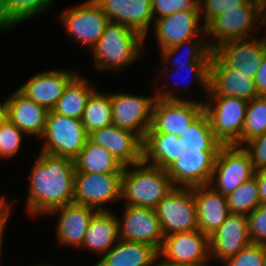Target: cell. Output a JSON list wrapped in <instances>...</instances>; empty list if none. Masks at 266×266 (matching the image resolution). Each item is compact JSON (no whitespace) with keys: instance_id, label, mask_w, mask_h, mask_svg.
Wrapping results in <instances>:
<instances>
[{"instance_id":"obj_10","label":"cell","mask_w":266,"mask_h":266,"mask_svg":"<svg viewBox=\"0 0 266 266\" xmlns=\"http://www.w3.org/2000/svg\"><path fill=\"white\" fill-rule=\"evenodd\" d=\"M255 171L243 147L223 145L218 151L209 185L213 184V189L228 196L240 184L254 177Z\"/></svg>"},{"instance_id":"obj_6","label":"cell","mask_w":266,"mask_h":266,"mask_svg":"<svg viewBox=\"0 0 266 266\" xmlns=\"http://www.w3.org/2000/svg\"><path fill=\"white\" fill-rule=\"evenodd\" d=\"M260 16L262 17L260 20ZM253 24L266 25V16L263 9L252 0H248L244 5L225 11L215 17L206 27V39L209 47L214 51L222 43L249 38V32L256 30ZM209 35V36H208ZM217 40V42H216Z\"/></svg>"},{"instance_id":"obj_35","label":"cell","mask_w":266,"mask_h":266,"mask_svg":"<svg viewBox=\"0 0 266 266\" xmlns=\"http://www.w3.org/2000/svg\"><path fill=\"white\" fill-rule=\"evenodd\" d=\"M25 134L0 113V157H12L21 146Z\"/></svg>"},{"instance_id":"obj_18","label":"cell","mask_w":266,"mask_h":266,"mask_svg":"<svg viewBox=\"0 0 266 266\" xmlns=\"http://www.w3.org/2000/svg\"><path fill=\"white\" fill-rule=\"evenodd\" d=\"M199 10H183L175 14L155 19L154 31L159 49H167L195 38L200 33L206 36L205 27H199Z\"/></svg>"},{"instance_id":"obj_42","label":"cell","mask_w":266,"mask_h":266,"mask_svg":"<svg viewBox=\"0 0 266 266\" xmlns=\"http://www.w3.org/2000/svg\"><path fill=\"white\" fill-rule=\"evenodd\" d=\"M255 86L259 96H266V52L264 53L260 67L256 72Z\"/></svg>"},{"instance_id":"obj_21","label":"cell","mask_w":266,"mask_h":266,"mask_svg":"<svg viewBox=\"0 0 266 266\" xmlns=\"http://www.w3.org/2000/svg\"><path fill=\"white\" fill-rule=\"evenodd\" d=\"M213 52L227 66L243 74H251V79H254L266 52V38L259 40L251 37V39L228 41L222 43Z\"/></svg>"},{"instance_id":"obj_1","label":"cell","mask_w":266,"mask_h":266,"mask_svg":"<svg viewBox=\"0 0 266 266\" xmlns=\"http://www.w3.org/2000/svg\"><path fill=\"white\" fill-rule=\"evenodd\" d=\"M222 146L208 114L203 111L181 137L172 133H146L143 161L165 169L174 187L208 185Z\"/></svg>"},{"instance_id":"obj_32","label":"cell","mask_w":266,"mask_h":266,"mask_svg":"<svg viewBox=\"0 0 266 266\" xmlns=\"http://www.w3.org/2000/svg\"><path fill=\"white\" fill-rule=\"evenodd\" d=\"M266 133V97L248 101L245 121L240 138L233 144L242 147L253 138Z\"/></svg>"},{"instance_id":"obj_26","label":"cell","mask_w":266,"mask_h":266,"mask_svg":"<svg viewBox=\"0 0 266 266\" xmlns=\"http://www.w3.org/2000/svg\"><path fill=\"white\" fill-rule=\"evenodd\" d=\"M158 258L154 246L120 239L94 266H157Z\"/></svg>"},{"instance_id":"obj_45","label":"cell","mask_w":266,"mask_h":266,"mask_svg":"<svg viewBox=\"0 0 266 266\" xmlns=\"http://www.w3.org/2000/svg\"><path fill=\"white\" fill-rule=\"evenodd\" d=\"M6 29V0H0V30Z\"/></svg>"},{"instance_id":"obj_9","label":"cell","mask_w":266,"mask_h":266,"mask_svg":"<svg viewBox=\"0 0 266 266\" xmlns=\"http://www.w3.org/2000/svg\"><path fill=\"white\" fill-rule=\"evenodd\" d=\"M208 97L204 111L209 116L215 137L223 145H233L241 136L248 101L234 96Z\"/></svg>"},{"instance_id":"obj_43","label":"cell","mask_w":266,"mask_h":266,"mask_svg":"<svg viewBox=\"0 0 266 266\" xmlns=\"http://www.w3.org/2000/svg\"><path fill=\"white\" fill-rule=\"evenodd\" d=\"M11 204L9 202H6V199L4 196L0 197V259H1V250H2V239L4 236V227L6 226V222L9 219L10 216V208Z\"/></svg>"},{"instance_id":"obj_15","label":"cell","mask_w":266,"mask_h":266,"mask_svg":"<svg viewBox=\"0 0 266 266\" xmlns=\"http://www.w3.org/2000/svg\"><path fill=\"white\" fill-rule=\"evenodd\" d=\"M206 96H234L251 101L259 97L251 74L227 66L214 52L211 54Z\"/></svg>"},{"instance_id":"obj_7","label":"cell","mask_w":266,"mask_h":266,"mask_svg":"<svg viewBox=\"0 0 266 266\" xmlns=\"http://www.w3.org/2000/svg\"><path fill=\"white\" fill-rule=\"evenodd\" d=\"M41 138L45 143L41 151L74 159L83 149L89 135L80 119L69 118L51 110Z\"/></svg>"},{"instance_id":"obj_13","label":"cell","mask_w":266,"mask_h":266,"mask_svg":"<svg viewBox=\"0 0 266 266\" xmlns=\"http://www.w3.org/2000/svg\"><path fill=\"white\" fill-rule=\"evenodd\" d=\"M59 19L74 41L88 45L91 50L109 22L107 15L94 0H88L69 11L65 10Z\"/></svg>"},{"instance_id":"obj_20","label":"cell","mask_w":266,"mask_h":266,"mask_svg":"<svg viewBox=\"0 0 266 266\" xmlns=\"http://www.w3.org/2000/svg\"><path fill=\"white\" fill-rule=\"evenodd\" d=\"M110 22L123 24L144 39L153 20L152 0H94Z\"/></svg>"},{"instance_id":"obj_47","label":"cell","mask_w":266,"mask_h":266,"mask_svg":"<svg viewBox=\"0 0 266 266\" xmlns=\"http://www.w3.org/2000/svg\"><path fill=\"white\" fill-rule=\"evenodd\" d=\"M264 266H266V245H265V259H264Z\"/></svg>"},{"instance_id":"obj_11","label":"cell","mask_w":266,"mask_h":266,"mask_svg":"<svg viewBox=\"0 0 266 266\" xmlns=\"http://www.w3.org/2000/svg\"><path fill=\"white\" fill-rule=\"evenodd\" d=\"M164 236L198 229L192 188L174 187L155 209Z\"/></svg>"},{"instance_id":"obj_40","label":"cell","mask_w":266,"mask_h":266,"mask_svg":"<svg viewBox=\"0 0 266 266\" xmlns=\"http://www.w3.org/2000/svg\"><path fill=\"white\" fill-rule=\"evenodd\" d=\"M242 147L249 154L255 170L266 168V133L253 138Z\"/></svg>"},{"instance_id":"obj_44","label":"cell","mask_w":266,"mask_h":266,"mask_svg":"<svg viewBox=\"0 0 266 266\" xmlns=\"http://www.w3.org/2000/svg\"><path fill=\"white\" fill-rule=\"evenodd\" d=\"M254 176L258 184L260 204H266V168L256 170Z\"/></svg>"},{"instance_id":"obj_30","label":"cell","mask_w":266,"mask_h":266,"mask_svg":"<svg viewBox=\"0 0 266 266\" xmlns=\"http://www.w3.org/2000/svg\"><path fill=\"white\" fill-rule=\"evenodd\" d=\"M81 121L88 133L113 125L111 94L95 89L89 96Z\"/></svg>"},{"instance_id":"obj_27","label":"cell","mask_w":266,"mask_h":266,"mask_svg":"<svg viewBox=\"0 0 266 266\" xmlns=\"http://www.w3.org/2000/svg\"><path fill=\"white\" fill-rule=\"evenodd\" d=\"M120 240L118 217L109 211H97L86 230L81 247L100 253L109 252Z\"/></svg>"},{"instance_id":"obj_31","label":"cell","mask_w":266,"mask_h":266,"mask_svg":"<svg viewBox=\"0 0 266 266\" xmlns=\"http://www.w3.org/2000/svg\"><path fill=\"white\" fill-rule=\"evenodd\" d=\"M204 40H202V38L196 39L195 37V38L186 40L181 44H177L167 49L160 50L161 51L160 55L163 58L162 60L165 63L167 61H170L168 63L169 65L173 63L174 65L172 66H174L175 69L179 66L189 65L193 62H210L211 54L213 51L209 47L208 42H206L207 40L205 39V37H204ZM183 48L185 51L187 50L186 51L187 57H185V59L181 61L180 59L181 56L180 57L177 56L179 55L177 53L180 52V49L182 50Z\"/></svg>"},{"instance_id":"obj_41","label":"cell","mask_w":266,"mask_h":266,"mask_svg":"<svg viewBox=\"0 0 266 266\" xmlns=\"http://www.w3.org/2000/svg\"><path fill=\"white\" fill-rule=\"evenodd\" d=\"M209 65L210 62H193L189 65L179 66L177 69H184L187 73L190 72V75H192V77L194 76V80L199 82V86H202L201 88L205 90L204 94H208ZM177 69H175L176 71L174 72L177 73Z\"/></svg>"},{"instance_id":"obj_2","label":"cell","mask_w":266,"mask_h":266,"mask_svg":"<svg viewBox=\"0 0 266 266\" xmlns=\"http://www.w3.org/2000/svg\"><path fill=\"white\" fill-rule=\"evenodd\" d=\"M74 160L41 151L30 171L27 211L30 215L74 202Z\"/></svg>"},{"instance_id":"obj_46","label":"cell","mask_w":266,"mask_h":266,"mask_svg":"<svg viewBox=\"0 0 266 266\" xmlns=\"http://www.w3.org/2000/svg\"><path fill=\"white\" fill-rule=\"evenodd\" d=\"M253 2L257 3L263 11L266 9V0H252Z\"/></svg>"},{"instance_id":"obj_39","label":"cell","mask_w":266,"mask_h":266,"mask_svg":"<svg viewBox=\"0 0 266 266\" xmlns=\"http://www.w3.org/2000/svg\"><path fill=\"white\" fill-rule=\"evenodd\" d=\"M247 218L251 242L266 245V204H260Z\"/></svg>"},{"instance_id":"obj_24","label":"cell","mask_w":266,"mask_h":266,"mask_svg":"<svg viewBox=\"0 0 266 266\" xmlns=\"http://www.w3.org/2000/svg\"><path fill=\"white\" fill-rule=\"evenodd\" d=\"M96 212L92 207L74 202L51 210L48 214L52 216L59 213L56 226L58 242L66 246H81L90 220Z\"/></svg>"},{"instance_id":"obj_28","label":"cell","mask_w":266,"mask_h":266,"mask_svg":"<svg viewBox=\"0 0 266 266\" xmlns=\"http://www.w3.org/2000/svg\"><path fill=\"white\" fill-rule=\"evenodd\" d=\"M73 160L76 172L123 173L124 170V166L110 152L89 139Z\"/></svg>"},{"instance_id":"obj_33","label":"cell","mask_w":266,"mask_h":266,"mask_svg":"<svg viewBox=\"0 0 266 266\" xmlns=\"http://www.w3.org/2000/svg\"><path fill=\"white\" fill-rule=\"evenodd\" d=\"M227 197L229 212L248 216L260 205L259 189L256 177L240 184Z\"/></svg>"},{"instance_id":"obj_25","label":"cell","mask_w":266,"mask_h":266,"mask_svg":"<svg viewBox=\"0 0 266 266\" xmlns=\"http://www.w3.org/2000/svg\"><path fill=\"white\" fill-rule=\"evenodd\" d=\"M193 195L197 208L198 229L210 237L230 214L227 197L209 184L193 187Z\"/></svg>"},{"instance_id":"obj_12","label":"cell","mask_w":266,"mask_h":266,"mask_svg":"<svg viewBox=\"0 0 266 266\" xmlns=\"http://www.w3.org/2000/svg\"><path fill=\"white\" fill-rule=\"evenodd\" d=\"M122 173L75 172L74 203L97 211H109L104 204L121 200Z\"/></svg>"},{"instance_id":"obj_34","label":"cell","mask_w":266,"mask_h":266,"mask_svg":"<svg viewBox=\"0 0 266 266\" xmlns=\"http://www.w3.org/2000/svg\"><path fill=\"white\" fill-rule=\"evenodd\" d=\"M54 0H6V29L42 11L46 12Z\"/></svg>"},{"instance_id":"obj_4","label":"cell","mask_w":266,"mask_h":266,"mask_svg":"<svg viewBox=\"0 0 266 266\" xmlns=\"http://www.w3.org/2000/svg\"><path fill=\"white\" fill-rule=\"evenodd\" d=\"M143 40L144 38L136 31L123 24L109 21L92 49L94 67L98 71L110 68H114L115 71L124 69L144 54Z\"/></svg>"},{"instance_id":"obj_36","label":"cell","mask_w":266,"mask_h":266,"mask_svg":"<svg viewBox=\"0 0 266 266\" xmlns=\"http://www.w3.org/2000/svg\"><path fill=\"white\" fill-rule=\"evenodd\" d=\"M264 259L265 245L251 243L224 263L225 266H264Z\"/></svg>"},{"instance_id":"obj_19","label":"cell","mask_w":266,"mask_h":266,"mask_svg":"<svg viewBox=\"0 0 266 266\" xmlns=\"http://www.w3.org/2000/svg\"><path fill=\"white\" fill-rule=\"evenodd\" d=\"M6 99L0 103V113L25 134L41 139L49 111L18 89Z\"/></svg>"},{"instance_id":"obj_38","label":"cell","mask_w":266,"mask_h":266,"mask_svg":"<svg viewBox=\"0 0 266 266\" xmlns=\"http://www.w3.org/2000/svg\"><path fill=\"white\" fill-rule=\"evenodd\" d=\"M183 10H199V0H152L154 20Z\"/></svg>"},{"instance_id":"obj_29","label":"cell","mask_w":266,"mask_h":266,"mask_svg":"<svg viewBox=\"0 0 266 266\" xmlns=\"http://www.w3.org/2000/svg\"><path fill=\"white\" fill-rule=\"evenodd\" d=\"M88 80L77 74L67 85L53 111L69 118H82L87 100L95 90Z\"/></svg>"},{"instance_id":"obj_22","label":"cell","mask_w":266,"mask_h":266,"mask_svg":"<svg viewBox=\"0 0 266 266\" xmlns=\"http://www.w3.org/2000/svg\"><path fill=\"white\" fill-rule=\"evenodd\" d=\"M251 243L247 216L230 213L210 236V257L223 263Z\"/></svg>"},{"instance_id":"obj_37","label":"cell","mask_w":266,"mask_h":266,"mask_svg":"<svg viewBox=\"0 0 266 266\" xmlns=\"http://www.w3.org/2000/svg\"><path fill=\"white\" fill-rule=\"evenodd\" d=\"M248 0H199L200 18L204 13L203 26L206 27L215 17L227 10L244 5Z\"/></svg>"},{"instance_id":"obj_8","label":"cell","mask_w":266,"mask_h":266,"mask_svg":"<svg viewBox=\"0 0 266 266\" xmlns=\"http://www.w3.org/2000/svg\"><path fill=\"white\" fill-rule=\"evenodd\" d=\"M158 253L159 265L208 266L210 237L199 229L166 235Z\"/></svg>"},{"instance_id":"obj_3","label":"cell","mask_w":266,"mask_h":266,"mask_svg":"<svg viewBox=\"0 0 266 266\" xmlns=\"http://www.w3.org/2000/svg\"><path fill=\"white\" fill-rule=\"evenodd\" d=\"M124 167L121 199L125 205L156 209L157 205L173 189L171 178L165 169L144 161Z\"/></svg>"},{"instance_id":"obj_16","label":"cell","mask_w":266,"mask_h":266,"mask_svg":"<svg viewBox=\"0 0 266 266\" xmlns=\"http://www.w3.org/2000/svg\"><path fill=\"white\" fill-rule=\"evenodd\" d=\"M118 224L121 240L152 245L160 250L164 234L154 209L126 205Z\"/></svg>"},{"instance_id":"obj_23","label":"cell","mask_w":266,"mask_h":266,"mask_svg":"<svg viewBox=\"0 0 266 266\" xmlns=\"http://www.w3.org/2000/svg\"><path fill=\"white\" fill-rule=\"evenodd\" d=\"M77 74L68 70H47L32 76L18 90L32 101L51 111L69 82Z\"/></svg>"},{"instance_id":"obj_14","label":"cell","mask_w":266,"mask_h":266,"mask_svg":"<svg viewBox=\"0 0 266 266\" xmlns=\"http://www.w3.org/2000/svg\"><path fill=\"white\" fill-rule=\"evenodd\" d=\"M156 95L144 97L126 93H111L113 125L134 132L144 139L152 124Z\"/></svg>"},{"instance_id":"obj_17","label":"cell","mask_w":266,"mask_h":266,"mask_svg":"<svg viewBox=\"0 0 266 266\" xmlns=\"http://www.w3.org/2000/svg\"><path fill=\"white\" fill-rule=\"evenodd\" d=\"M89 140L104 147L124 167L143 161V139L134 132L111 125L91 132Z\"/></svg>"},{"instance_id":"obj_5","label":"cell","mask_w":266,"mask_h":266,"mask_svg":"<svg viewBox=\"0 0 266 266\" xmlns=\"http://www.w3.org/2000/svg\"><path fill=\"white\" fill-rule=\"evenodd\" d=\"M161 91V92H160ZM159 90L153 106L152 124L146 133H172L181 137L188 126L204 111L203 102L178 98V91Z\"/></svg>"}]
</instances>
